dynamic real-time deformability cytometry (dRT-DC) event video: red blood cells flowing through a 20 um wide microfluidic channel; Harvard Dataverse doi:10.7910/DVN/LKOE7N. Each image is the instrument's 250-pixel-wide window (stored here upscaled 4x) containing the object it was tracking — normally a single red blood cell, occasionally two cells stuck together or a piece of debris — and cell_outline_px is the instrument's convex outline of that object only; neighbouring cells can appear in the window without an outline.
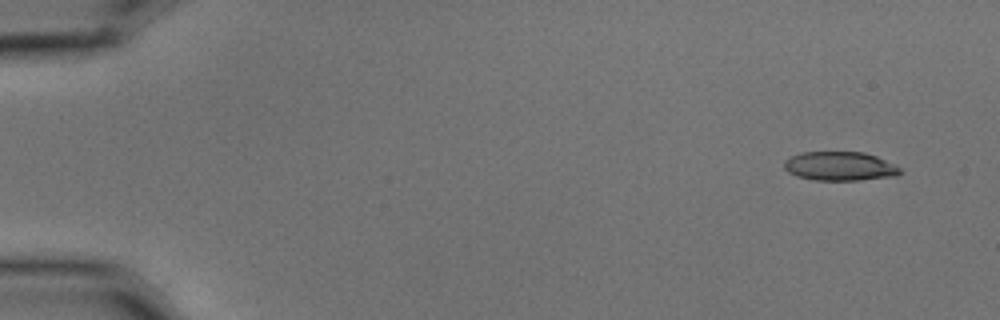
{"species": "common noctule bat (a hibernating species)", "species_latin": "Nyctalus noctula", "temperature_condition": "cold", "stored_images_in_passage": 6, "camera_frame_rate_fps": 3000, "um_per_image_px": 0.085, "animal": {"sex": "male", "body_mass_g": 15.6}, "frame": {"image": 1, "passage_image": 1, "time_ms": 0.0, "image_size_px": [1000, 320], "cell_outline_px": [[904, 172], [896, 176], [860, 180], [812, 180], [796, 176], [788, 172], [784, 168], [784, 160], [800, 152], [864, 152], [876, 156], [896, 164]], "centroid_in_image_um": [71.41, 14.13], "position_along_channel_um": 13.6, "area_um2": 19.83}}
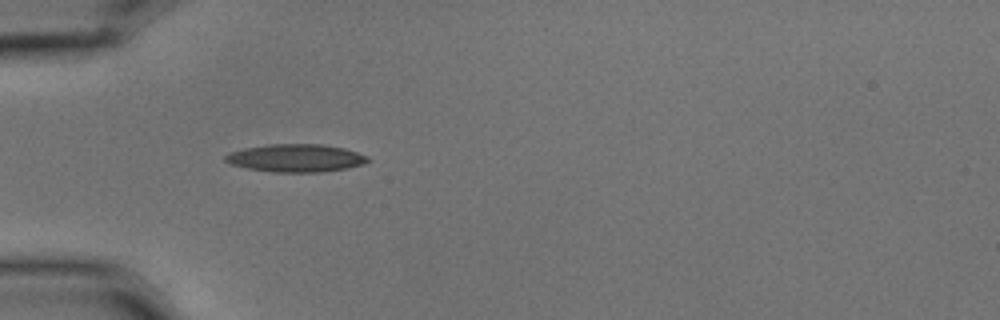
{"frame": {"image": 2, "passage_image": 5, "time_ms": 1.333, "image_size_px": [1000, 320], "cell_outline_px": [[372, 160], [364, 164], [348, 168], [320, 172], [276, 172], [248, 168], [232, 164], [224, 160], [224, 156], [228, 152], [244, 148], [268, 144], [324, 144], [344, 148], [368, 156]], "centroid_in_image_um": [25.17, 13.43], "position_along_channel_um": 59.8, "area_um2": 23.18}}